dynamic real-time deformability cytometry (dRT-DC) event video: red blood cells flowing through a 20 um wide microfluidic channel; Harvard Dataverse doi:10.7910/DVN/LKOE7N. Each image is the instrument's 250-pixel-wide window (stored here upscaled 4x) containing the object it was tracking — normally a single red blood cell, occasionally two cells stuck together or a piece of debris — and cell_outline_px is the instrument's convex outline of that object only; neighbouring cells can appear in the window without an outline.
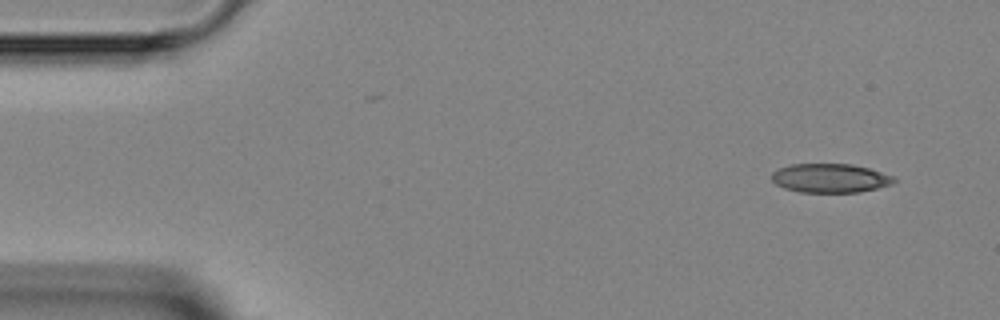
{"species": "Egyptian fruit bat (a non-hibernating species)", "species_latin": "Rousettus aegyptiacus", "temperature_condition": "room temperature", "stored_images_in_passage": 5, "segment_of_instrument_passage": [1, 2], "camera_frame_rate_fps": 3000, "um_per_image_px": 0.085, "animal": {"sex": "female"}, "frame": {"image": 1, "passage_image": 1, "time_ms": 0.0, "image_size_px": [1000, 320], "cell_outline_px": [[896, 180], [892, 184], [860, 192], [800, 192], [784, 188], [776, 184], [772, 180], [772, 172], [780, 168], [792, 164], [852, 164], [868, 168], [896, 176]], "centroid_in_image_um": [70.59, 15.14], "position_along_channel_um": 14.4, "area_um2": 20.63}}